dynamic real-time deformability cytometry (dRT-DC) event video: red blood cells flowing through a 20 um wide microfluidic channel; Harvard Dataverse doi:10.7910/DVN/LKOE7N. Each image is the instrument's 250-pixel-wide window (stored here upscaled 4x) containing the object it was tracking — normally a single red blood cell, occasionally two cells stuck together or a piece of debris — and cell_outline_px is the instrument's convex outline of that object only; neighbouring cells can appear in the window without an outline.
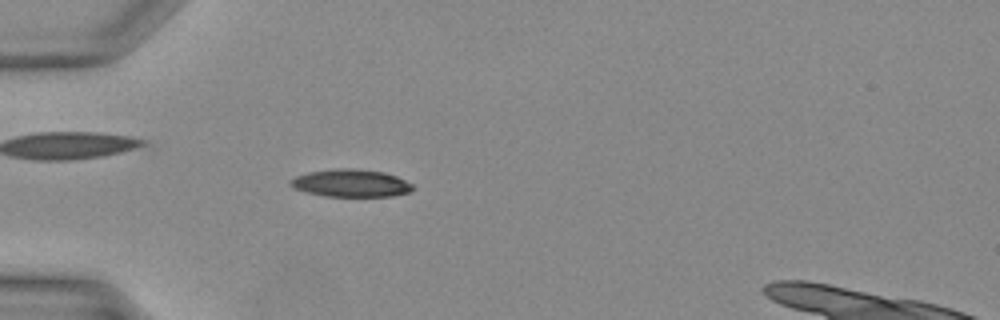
{"species": "Egyptian fruit bat (a non-hibernating species)", "species_latin": "Rousettus aegyptiacus", "temperature_condition": "warm", "stored_images_in_passage": 40, "camera_frame_rate_fps": 3000, "um_per_image_px": 0.085, "animal": {"sex": "female"}, "frame": {"image": 1, "passage_image": 12, "time_ms": 3.667, "image_size_px": [1000, 320], "cell_outline_px": [[412, 192], [392, 196], [324, 196], [304, 192], [288, 184], [288, 180], [296, 176], [308, 172], [332, 168], [352, 168], [384, 172], [396, 176], [412, 184]], "centroid_in_image_um": [29.79, 15.56], "position_along_channel_um": 55.2, "area_um2": 19.77}}
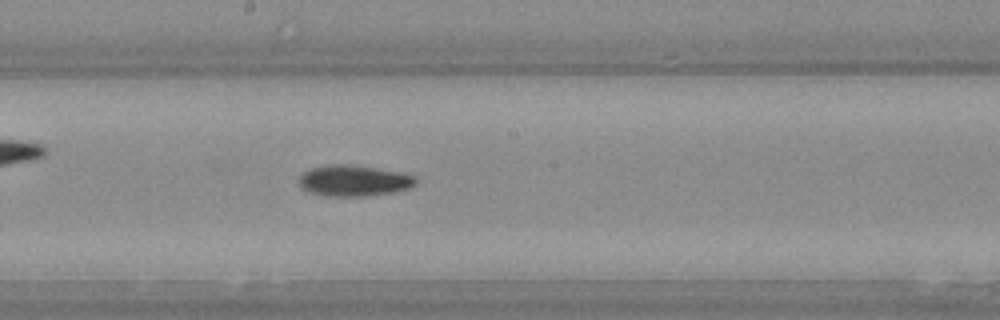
{"frame": {"image": 2, "passage_image": 22, "time_ms": 7.0, "image_size_px": [1000, 320], "cell_outline_px": [[416, 184], [408, 188], [392, 192], [368, 196], [324, 196], [308, 192], [300, 188], [296, 180], [304, 172], [312, 168], [332, 164], [344, 164], [400, 172], [416, 176]], "centroid_in_image_um": [30.02, 15.37], "position_along_channel_um": 218.2, "area_um2": 21.1}}
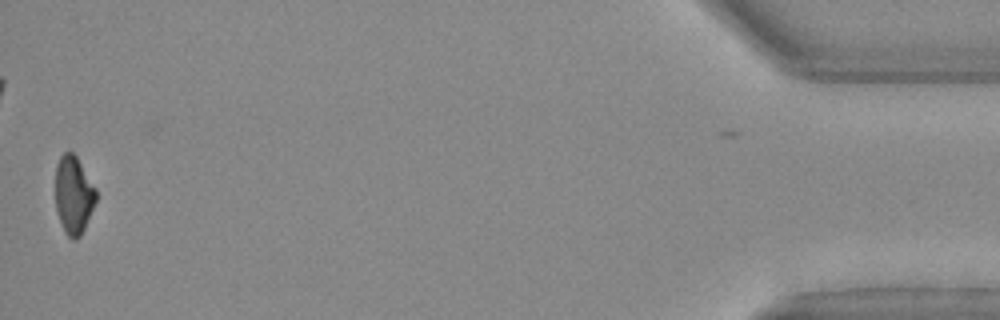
{"frame": {"image": 3, "passage_image": 39, "time_ms": 12.667, "image_size_px": [1000, 320], "cell_outline_px": [[96, 200], [84, 228], [80, 236], [76, 240], [72, 240], [64, 232], [56, 208], [56, 164], [60, 156], [64, 152], [72, 152], [76, 156], [96, 188]], "centroid_in_image_um": [6.25, 16.57], "position_along_channel_um": 429.0, "area_um2": 18.26}}